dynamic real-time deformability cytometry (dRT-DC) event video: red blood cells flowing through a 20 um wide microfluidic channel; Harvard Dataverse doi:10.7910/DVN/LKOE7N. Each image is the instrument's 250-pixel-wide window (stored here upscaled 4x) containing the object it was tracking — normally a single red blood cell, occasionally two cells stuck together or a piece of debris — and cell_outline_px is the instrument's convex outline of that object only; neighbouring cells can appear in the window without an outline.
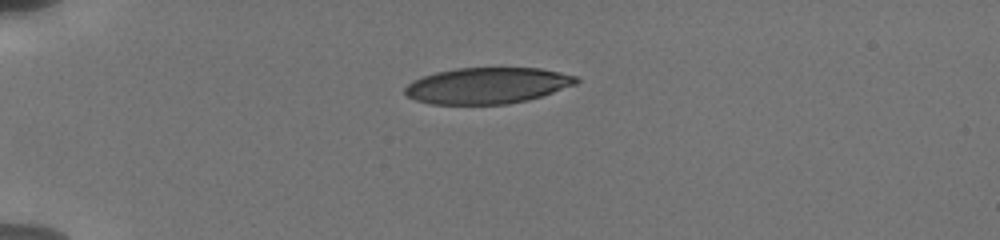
{"species": "human", "species_latin": "Homo sapiens", "temperature_condition": "cold", "stored_images_in_passage": 8, "camera_frame_rate_fps": 3000, "um_per_image_px": 0.085, "donor": {"sex": "male"}, "frame": {"image": 1, "passage_image": 1, "time_ms": 0.0, "image_size_px": [1000, 240], "cell_outline_px": [[580, 80], [576, 84], [528, 100], [508, 104], [432, 104], [416, 100], [408, 96], [404, 92], [404, 88], [412, 80], [436, 72], [456, 68], [540, 68], [560, 72], [576, 76]], "centroid_in_image_um": [41.41, 7.27], "position_along_channel_um": 43.6, "area_um2": 35.95}}